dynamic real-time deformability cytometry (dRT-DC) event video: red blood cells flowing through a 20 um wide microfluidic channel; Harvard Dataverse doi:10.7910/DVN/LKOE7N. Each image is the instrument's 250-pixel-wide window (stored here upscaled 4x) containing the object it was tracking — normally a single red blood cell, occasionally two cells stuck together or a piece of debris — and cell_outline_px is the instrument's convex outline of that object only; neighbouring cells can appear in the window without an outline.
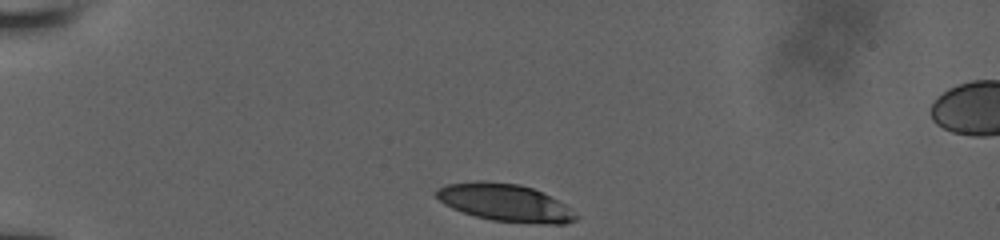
{"species": "human", "species_latin": "Homo sapiens", "temperature_condition": "room temperature", "stored_images_in_passage": 34, "camera_frame_rate_fps": 3000, "um_per_image_px": 0.085, "donor": {"sex": "male"}, "frame": {"image": 1, "passage_image": 1, "time_ms": 0.0, "image_size_px": [1000, 240], "cell_outline_px": [[580, 216], [576, 220], [564, 224], [540, 224], [492, 220], [476, 216], [452, 208], [444, 204], [432, 192], [436, 188], [444, 184], [476, 180], [484, 180], [520, 184], [532, 188], [564, 204]], "centroid_in_image_um": [42.89, 17.21], "position_along_channel_um": 42.1, "area_um2": 30.63}}
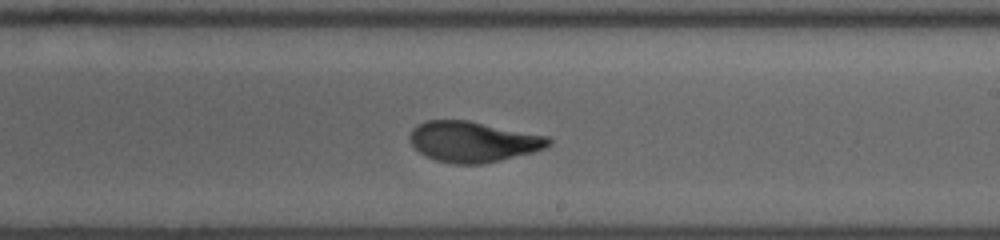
{"frame": {"image": 2, "passage_image": 21, "time_ms": 6.667, "image_size_px": [1000, 240], "cell_outline_px": [[552, 144], [544, 148], [532, 152], [484, 164], [456, 164], [436, 160], [424, 156], [412, 144], [408, 136], [412, 128], [424, 120], [468, 120], [548, 136], [552, 140]], "centroid_in_image_um": [40.19, 12.04], "position_along_channel_um": 248.8, "area_um2": 32.89}}
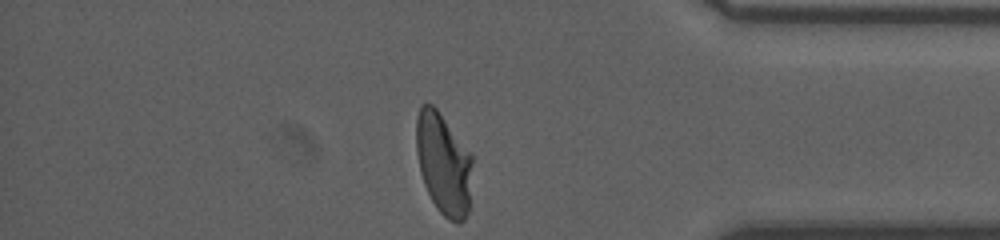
{"frame": {"image": 3, "passage_image": 34, "time_ms": 11.0, "image_size_px": [1000, 240], "cell_outline_px": [[472, 164], [468, 212], [464, 220], [460, 224], [456, 224], [448, 220], [436, 208], [424, 184], [420, 172], [416, 152], [416, 116], [420, 104], [432, 104], [436, 108], [472, 152]], "centroid_in_image_um": [37.7, 13.91], "position_along_channel_um": 397.5, "area_um2": 33.7}, "authors_computed_cell_mechanics": {"area_um2": 33.0038, "velocity_mm_per_s": 3.8837, "shape_relaxation_time_tau1_ms": 6.8371, "shape_relaxation_time_tau2_ms": 1.0321, "deformation_change_tau1": 0.2342, "deformation_change_tau2": 0.0658}}